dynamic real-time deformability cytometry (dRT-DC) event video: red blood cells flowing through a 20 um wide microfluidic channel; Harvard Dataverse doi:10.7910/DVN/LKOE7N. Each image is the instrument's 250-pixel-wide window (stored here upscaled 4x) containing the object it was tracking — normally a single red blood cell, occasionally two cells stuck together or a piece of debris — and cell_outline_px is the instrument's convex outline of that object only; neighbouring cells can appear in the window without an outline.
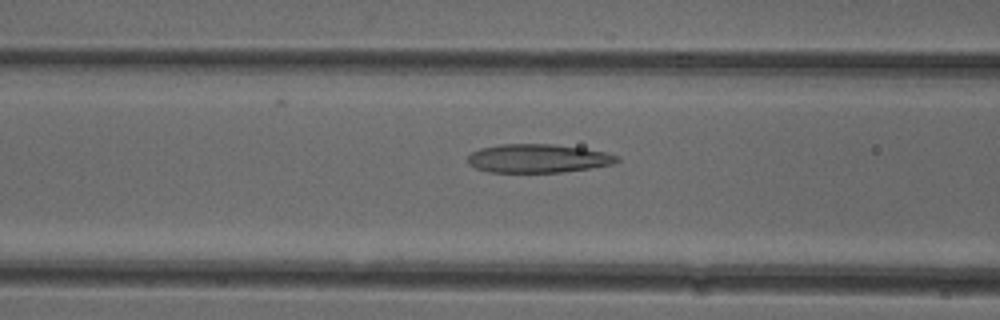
{"species": "common noctule bat (a hibernating species)", "species_latin": "Nyctalus noctula", "temperature_condition": "cold", "stored_images_in_passage": 52, "camera_frame_rate_fps": 3000, "um_per_image_px": 0.085, "animal": {"sex": "female"}, "frame": {"image": 1, "passage_image": 20, "time_ms": 6.333, "image_size_px": [1000, 320], "cell_outline_px": [[620, 160], [612, 164], [592, 168], [564, 172], [488, 172], [476, 168], [468, 164], [468, 156], [472, 152], [480, 148], [500, 144], [552, 144], [584, 148], [604, 152], [620, 156]], "centroid_in_image_um": [45.74, 13.46], "position_along_channel_um": 120.9, "area_um2": 24.97}}
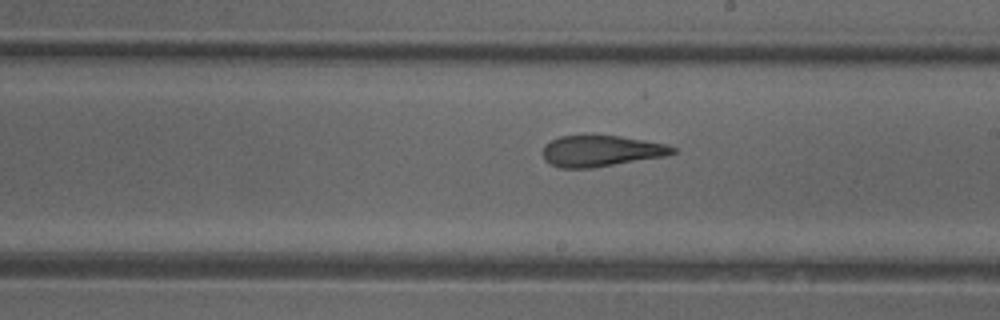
{"frame": {"image": 2, "passage_image": 29, "time_ms": 9.333, "image_size_px": [1000, 320], "cell_outline_px": [[676, 152], [664, 156], [592, 168], [560, 168], [544, 160], [544, 144], [560, 136], [620, 136], [668, 144], [676, 148]], "centroid_in_image_um": [51.1, 12.83], "position_along_channel_um": 237.9, "area_um2": 23.29}}
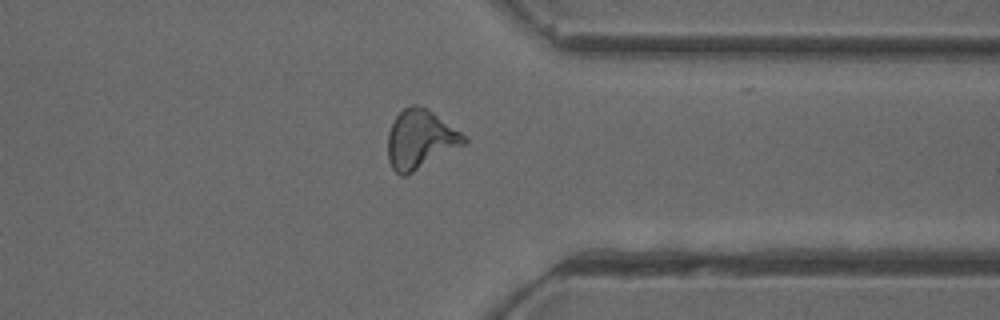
{"frame": {"image": 3, "passage_image": 40, "time_ms": 13.0, "image_size_px": [1000, 320], "cell_outline_px": [[468, 144], [408, 176], [400, 176], [392, 168], [388, 160], [388, 132], [396, 116], [404, 108], [412, 104], [416, 104], [428, 108], [468, 136]], "centroid_in_image_um": [35.78, 11.87], "position_along_channel_um": 375.6, "area_um2": 26.99}, "authors_computed_cell_mechanics": {"area_um2": 25.3742, "velocity_mm_per_s": 3.8912, "shape_relaxation_time_tau1_ms": null, "shape_relaxation_time_tau2_ms": 2.8153, "deformation_change_tau1": null, "deformation_change_tau2": 0.1347}}